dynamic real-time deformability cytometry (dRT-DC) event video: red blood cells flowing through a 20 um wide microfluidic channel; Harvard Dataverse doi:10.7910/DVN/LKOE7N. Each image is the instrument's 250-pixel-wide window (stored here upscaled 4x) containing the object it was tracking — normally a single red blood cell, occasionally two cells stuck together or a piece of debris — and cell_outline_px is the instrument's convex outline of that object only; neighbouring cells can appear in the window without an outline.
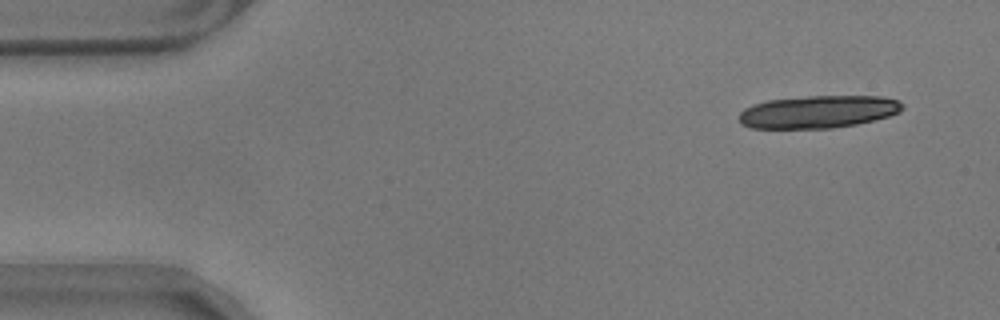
{"species": "common noctule bat (a hibernating species)", "species_latin": "Nyctalus noctula", "temperature_condition": "warm", "stored_images_in_passage": 19, "camera_frame_rate_fps": 3000, "um_per_image_px": 0.085, "animal": {"sex": "male", "body_mass_g": 17.9}, "frame": {"image": 1, "passage_image": 4, "time_ms": 1.0, "image_size_px": [1000, 320], "cell_outline_px": [[904, 108], [900, 112], [888, 116], [856, 124], [832, 128], [752, 128], [740, 124], [740, 112], [744, 108], [752, 104], [768, 100], [808, 96], [880, 96], [900, 100], [904, 104]], "centroid_in_image_um": [69.56, 9.49], "position_along_channel_um": 15.4, "area_um2": 31.1}}